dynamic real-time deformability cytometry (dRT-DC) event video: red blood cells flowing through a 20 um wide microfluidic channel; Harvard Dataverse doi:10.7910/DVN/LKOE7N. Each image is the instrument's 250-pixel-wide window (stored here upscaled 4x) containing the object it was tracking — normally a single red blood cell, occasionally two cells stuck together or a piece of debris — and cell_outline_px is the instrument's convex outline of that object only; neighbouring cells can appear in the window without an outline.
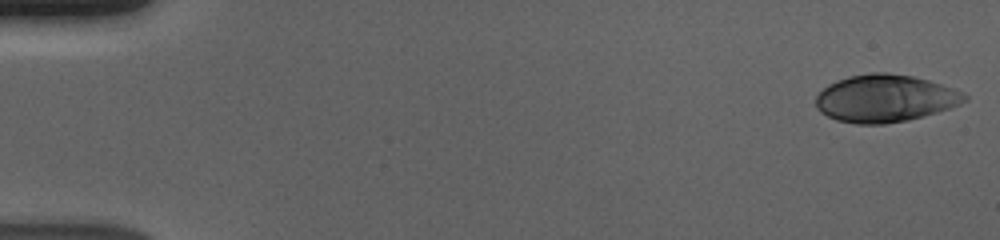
{"species": "human", "species_latin": "Homo sapiens", "temperature_condition": "cold", "stored_images_in_passage": 55, "camera_frame_rate_fps": 3000, "um_per_image_px": 0.085, "donor": {"sex": "male"}, "frame": {"image": 1, "passage_image": 1, "time_ms": 0.0, "image_size_px": [1000, 240], "cell_outline_px": [[968, 100], [960, 104], [936, 112], [908, 120], [884, 124], [856, 124], [836, 120], [820, 112], [816, 108], [816, 96], [828, 84], [848, 76], [872, 72], [884, 72], [912, 76], [928, 80], [952, 88], [968, 96]], "centroid_in_image_um": [75.2, 8.36], "position_along_channel_um": 9.8, "area_um2": 40.92}}
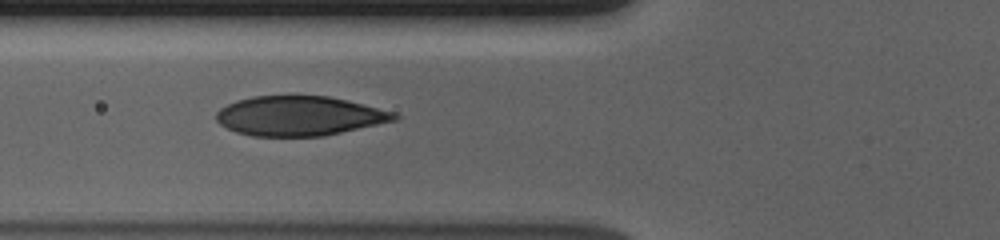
{"frame": {"image": 2, "passage_image": 21, "time_ms": 6.667, "image_size_px": [1000, 240], "cell_outline_px": [[400, 116], [396, 120], [324, 136], [252, 136], [236, 132], [220, 124], [216, 120], [216, 112], [220, 108], [236, 100], [252, 96], [328, 96], [348, 100], [396, 112]], "centroid_in_image_um": [25.45, 9.85], "position_along_channel_um": 100.4, "area_um2": 41.1}}
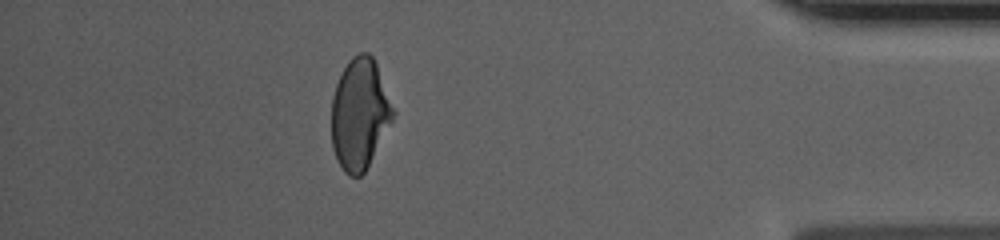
{"frame": {"image": 3, "passage_image": 49, "time_ms": 16.0, "image_size_px": [1000, 240], "cell_outline_px": [[396, 112], [392, 120], [364, 172], [360, 176], [348, 176], [344, 172], [332, 148], [332, 96], [336, 84], [348, 60], [352, 56], [360, 52], [368, 52], [372, 56], [376, 64]], "centroid_in_image_um": [30.56, 9.66], "position_along_channel_um": 404.6, "area_um2": 39.42}, "authors_computed_cell_mechanics": {"area_um2": 40.9802, "velocity_mm_per_s": 3.6974, "shape_relaxation_time_tau1_ms": 4.9742, "shape_relaxation_time_tau2_ms": 0.9304, "deformation_change_tau1": 0.1719, "deformation_change_tau2": 0.0558}}